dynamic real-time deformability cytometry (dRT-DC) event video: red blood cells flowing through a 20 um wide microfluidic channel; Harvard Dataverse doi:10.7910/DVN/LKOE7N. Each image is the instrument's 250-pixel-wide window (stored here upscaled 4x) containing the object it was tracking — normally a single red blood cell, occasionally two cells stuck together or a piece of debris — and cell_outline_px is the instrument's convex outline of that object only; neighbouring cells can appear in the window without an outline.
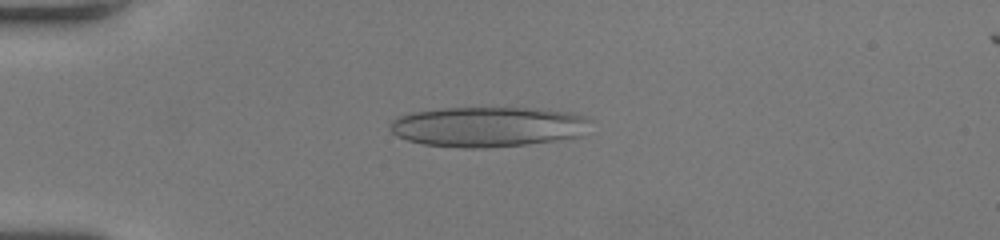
{"species": "human", "species_latin": "Homo sapiens", "temperature_condition": "room temperature", "stored_images_in_passage": 52, "camera_frame_rate_fps": 3000, "um_per_image_px": 0.085, "donor": {"sex": "female"}, "frame": {"image": 1, "passage_image": 14, "time_ms": 4.333, "image_size_px": [1000, 240], "cell_outline_px": [[592, 120], [580, 136], [556, 140], [528, 144], [484, 148], [464, 148], [424, 144], [408, 140], [396, 136], [388, 128], [388, 124], [392, 120], [400, 116], [416, 112], [444, 108], [544, 108], [576, 112], [588, 116]], "centroid_in_image_um": [41.53, 10.76], "position_along_channel_um": 43.5, "area_um2": 47.22}}
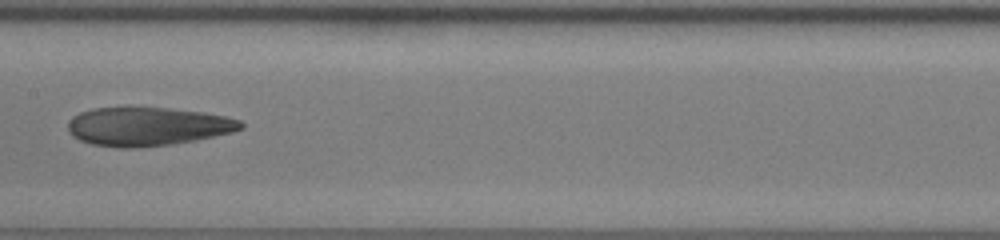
{"frame": {"image": 2, "passage_image": 28, "time_ms": 9.0, "image_size_px": [1000, 240], "cell_outline_px": [[244, 128], [232, 132], [196, 140], [172, 144], [136, 148], [120, 148], [92, 144], [80, 140], [72, 136], [68, 132], [68, 120], [72, 116], [80, 112], [96, 108], [168, 108], [204, 112], [224, 116], [240, 120], [244, 124]], "centroid_in_image_um": [12.53, 10.76], "position_along_channel_um": 194.9, "area_um2": 38.9}}
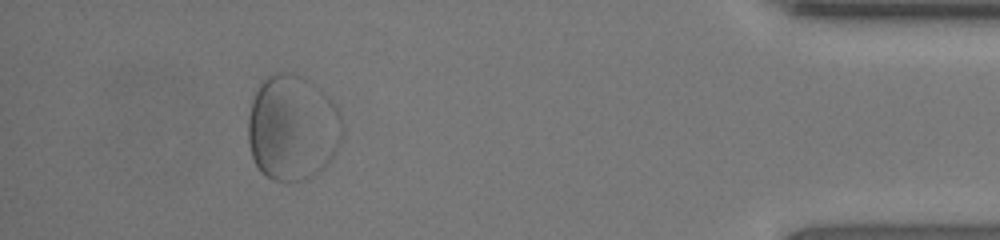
{"frame": {"image": 3, "passage_image": 48, "time_ms": 15.667, "image_size_px": [1000, 240], "cell_outline_px": [[344, 136], [336, 152], [324, 168], [312, 176], [304, 180], [272, 180], [264, 176], [260, 172], [252, 156], [248, 140], [248, 116], [252, 100], [260, 84], [268, 76], [280, 72], [284, 72], [312, 84], [320, 88], [340, 112], [344, 124]], "centroid_in_image_um": [24.87, 10.91], "position_along_channel_um": 410.3, "area_um2": 57.92}, "authors_computed_cell_mechanics": {"area_um2": 45.373, "velocity_mm_per_s": 4.0073, "shape_relaxation_time_tau1_ms": null, "shape_relaxation_time_tau2_ms": 1.4576, "deformation_change_tau1": null, "deformation_change_tau2": 0.0503}}